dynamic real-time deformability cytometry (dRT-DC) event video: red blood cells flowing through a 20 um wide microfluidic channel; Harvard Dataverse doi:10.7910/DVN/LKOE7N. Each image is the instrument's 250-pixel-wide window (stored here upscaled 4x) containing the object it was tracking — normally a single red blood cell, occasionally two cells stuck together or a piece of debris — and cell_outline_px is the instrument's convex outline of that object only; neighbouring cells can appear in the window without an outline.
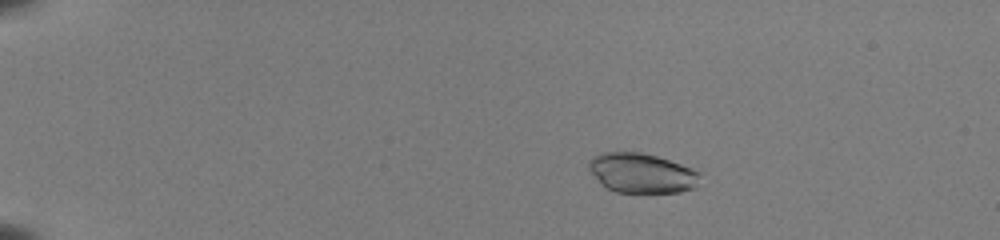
{"species": "common noctule bat (a hibernating species)", "species_latin": "Nyctalus noctula", "temperature_condition": "room temperature", "stored_images_in_passage": 43, "camera_frame_rate_fps": 3000, "um_per_image_px": 0.085, "animal": {"sex": "female", "body_mass_g": 22.0, "forearm_length_mm": 56.7}, "frame": {"image": 1, "passage_image": 1, "time_ms": 0.0, "image_size_px": [1000, 240], "cell_outline_px": [[704, 172], [696, 188], [680, 192], [616, 192], [600, 184], [588, 168], [588, 160], [592, 156], [604, 152], [644, 152]], "centroid_in_image_um": [54.58, 14.71], "position_along_channel_um": 30.4, "area_um2": 26.07}}
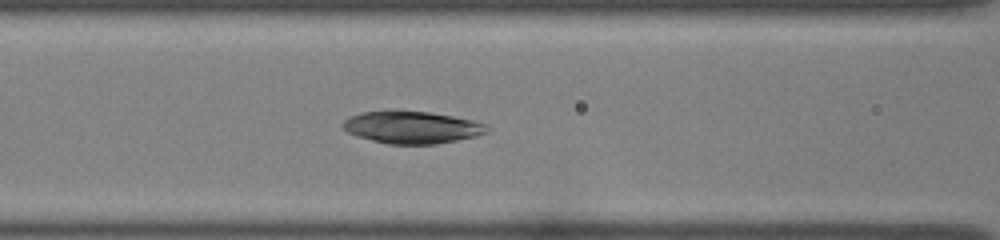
{"frame": {"image": 2, "passage_image": 16, "time_ms": 5.0, "image_size_px": [1000, 240], "cell_outline_px": [[492, 128], [488, 132], [476, 136], [436, 144], [388, 144], [356, 136], [348, 132], [340, 124], [344, 120], [352, 116], [364, 112], [428, 112], [452, 116], [472, 120], [488, 124]], "centroid_in_image_um": [35.07, 10.84], "position_along_channel_um": 131.5, "area_um2": 26.7}}
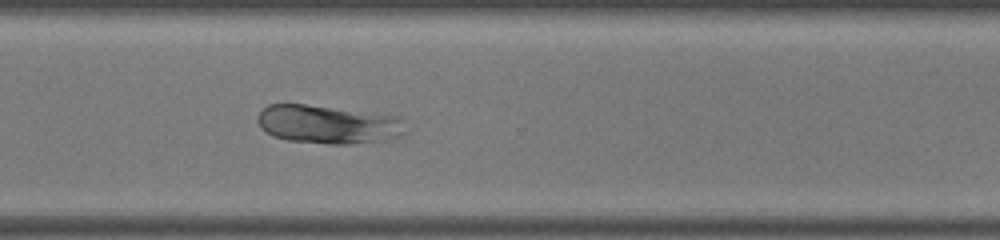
{"frame": {"image": 3, "passage_image": 32, "time_ms": 10.333, "image_size_px": [1000, 240], "cell_outline_px": [[408, 132], [400, 136], [380, 140], [348, 144], [328, 144], [288, 140], [272, 136], [260, 128], [256, 120], [260, 112], [268, 104], [304, 104], [396, 116], [400, 120]], "centroid_in_image_um": [27.82, 10.58], "position_along_channel_um": 342.8, "area_um2": 32.89}, "authors_computed_cell_mechanics": {"area_um2": 28.2064, "velocity_mm_per_s": 3.9666, "shape_relaxation_time_tau1_ms": 2.6164, "shape_relaxation_time_tau2_ms": 1.8776, "deformation_change_tau1": 0.0568, "deformation_change_tau2": 0.056}}